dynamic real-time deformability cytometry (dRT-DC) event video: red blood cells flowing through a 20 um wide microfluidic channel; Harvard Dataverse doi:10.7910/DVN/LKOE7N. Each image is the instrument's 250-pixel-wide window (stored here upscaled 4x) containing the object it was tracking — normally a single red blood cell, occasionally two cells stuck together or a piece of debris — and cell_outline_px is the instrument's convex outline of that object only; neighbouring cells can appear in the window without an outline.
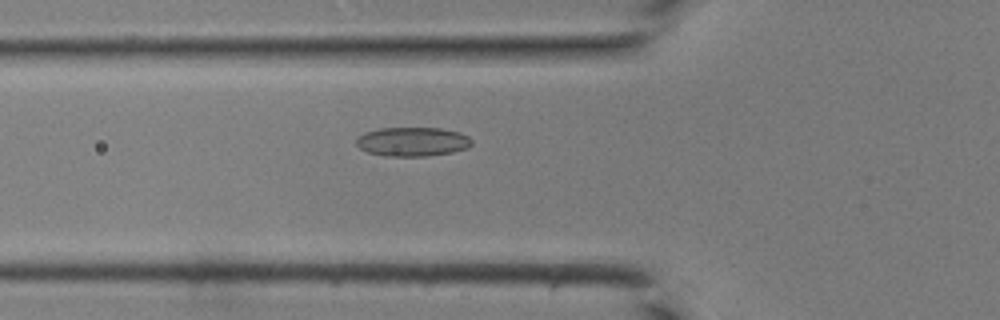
{"species": "common noctule bat (a hibernating species)", "species_latin": "Nyctalus noctula", "temperature_condition": "room temperature", "stored_images_in_passage": 31, "camera_frame_rate_fps": 3000, "um_per_image_px": 0.085, "animal": {"sex": "male", "body_mass_g": 19.0, "forearm_length_mm": 50.8}, "frame": {"image": 1, "passage_image": 4, "time_ms": 1.0, "image_size_px": [1000, 320], "cell_outline_px": [[472, 144], [468, 148], [452, 152], [424, 156], [388, 156], [368, 152], [360, 148], [356, 144], [356, 136], [364, 132], [380, 128], [440, 128], [460, 132], [468, 136], [472, 140]], "centroid_in_image_um": [35.06, 12.03], "position_along_channel_um": 90.7, "area_um2": 19.65}}
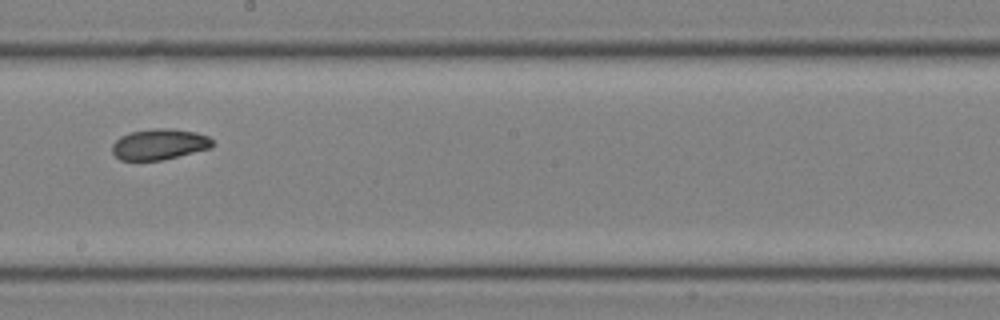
{"frame": {"image": 2, "passage_image": 13, "time_ms": 4.0, "image_size_px": [1000, 320], "cell_outline_px": [[212, 148], [160, 160], [120, 160], [112, 152], [112, 144], [120, 136], [132, 132], [156, 128], [168, 128], [196, 132], [208, 136], [212, 140]], "centroid_in_image_um": [13.54, 12.26], "position_along_channel_um": 234.7, "area_um2": 17.86}}
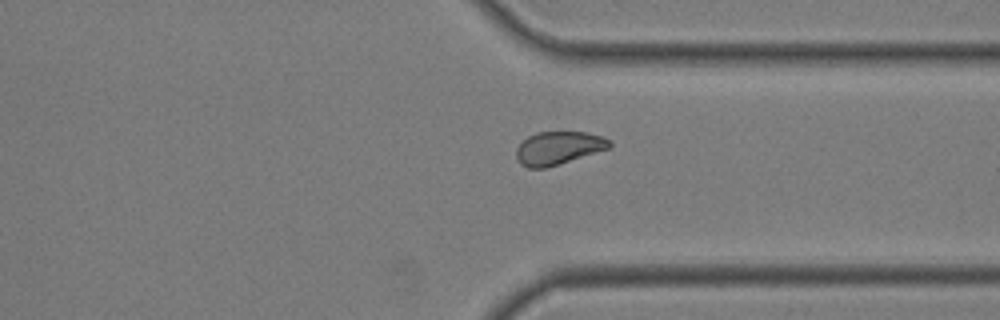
{"frame": {"image": 3, "passage_image": 21, "time_ms": 6.667, "image_size_px": [1000, 320], "cell_outline_px": [[612, 144], [608, 148], [544, 168], [528, 168], [520, 164], [516, 156], [516, 148], [528, 136], [536, 132], [588, 132], [604, 136], [612, 140]], "centroid_in_image_um": [47.46, 12.56], "position_along_channel_um": 363.9, "area_um2": 17.8}}